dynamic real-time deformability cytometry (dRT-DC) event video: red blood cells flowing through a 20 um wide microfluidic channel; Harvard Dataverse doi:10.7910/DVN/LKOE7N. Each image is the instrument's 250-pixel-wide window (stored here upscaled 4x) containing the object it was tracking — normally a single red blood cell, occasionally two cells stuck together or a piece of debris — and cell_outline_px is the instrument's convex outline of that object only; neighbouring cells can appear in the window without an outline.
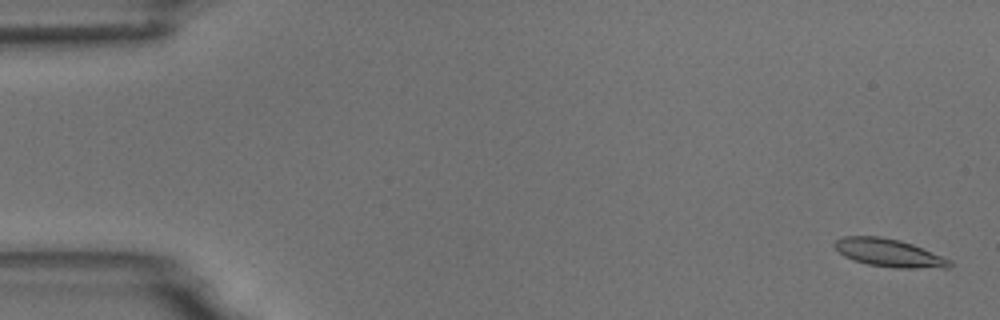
{"species": "common noctule bat (a hibernating species)", "species_latin": "Nyctalus noctula", "temperature_condition": "room temperature", "stored_images_in_passage": 5, "camera_frame_rate_fps": 3000, "um_per_image_px": 0.085, "animal": {"sex": "male", "body_mass_g": 18.8}, "frame": {"image": 1, "passage_image": 1, "time_ms": 0.0, "image_size_px": [1000, 320], "cell_outline_px": [[952, 268], [896, 268], [868, 264], [852, 260], [844, 256], [832, 244], [836, 240], [844, 236], [880, 236], [900, 240], [912, 244], [952, 260]], "centroid_in_image_um": [75.58, 21.5], "position_along_channel_um": 9.4, "area_um2": 18.79}}
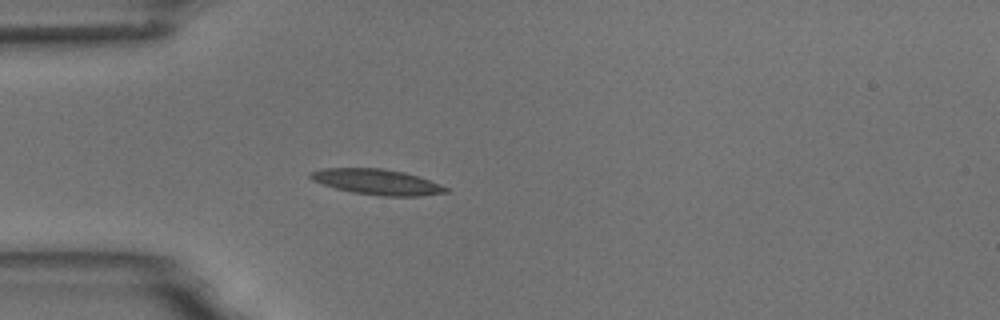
{"frame": {"image": 2, "passage_image": 5, "time_ms": 4.667, "image_size_px": [1000, 320], "cell_outline_px": [[448, 192], [420, 196], [380, 196], [352, 192], [336, 188], [312, 180], [308, 176], [308, 172], [320, 168], [384, 168], [404, 172], [440, 184], [448, 188]], "centroid_in_image_um": [32.0, 15.45], "position_along_channel_um": 53.0, "area_um2": 20.11}}